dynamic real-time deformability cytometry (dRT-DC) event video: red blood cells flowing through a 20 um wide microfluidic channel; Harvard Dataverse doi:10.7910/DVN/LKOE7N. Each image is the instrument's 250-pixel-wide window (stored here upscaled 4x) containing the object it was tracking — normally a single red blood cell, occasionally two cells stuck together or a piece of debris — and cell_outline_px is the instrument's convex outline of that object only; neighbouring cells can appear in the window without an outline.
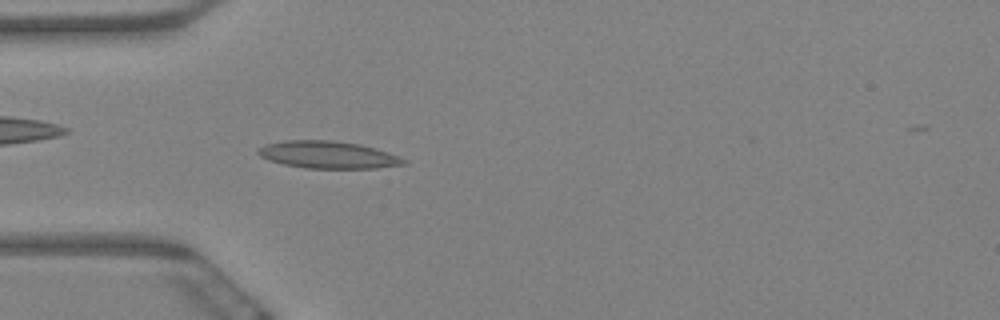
{"species": "Egyptian fruit bat (a non-hibernating species)", "species_latin": "Rousettus aegyptiacus", "temperature_condition": "warm", "stored_images_in_passage": 7, "camera_frame_rate_fps": 3000, "um_per_image_px": 0.085, "animal": {"sex": "female"}, "frame": {"image": 1, "passage_image": 7, "time_ms": 2.0, "image_size_px": [1000, 320], "cell_outline_px": [[408, 164], [376, 168], [304, 168], [284, 164], [268, 160], [260, 156], [256, 152], [256, 148], [264, 144], [284, 140], [328, 140], [356, 144], [376, 148], [400, 156], [408, 160]], "centroid_in_image_um": [27.87, 13.16], "position_along_channel_um": 57.1, "area_um2": 23.29}}